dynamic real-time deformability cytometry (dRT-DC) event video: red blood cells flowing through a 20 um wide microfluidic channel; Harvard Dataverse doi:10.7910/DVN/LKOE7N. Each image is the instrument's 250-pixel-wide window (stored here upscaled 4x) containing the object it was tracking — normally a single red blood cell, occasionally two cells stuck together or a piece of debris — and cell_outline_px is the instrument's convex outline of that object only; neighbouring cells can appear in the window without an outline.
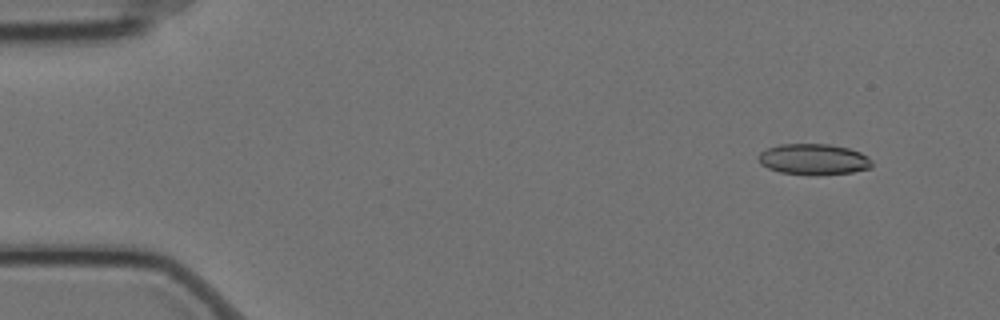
{"species": "Egyptian fruit bat (a non-hibernating species)", "species_latin": "Rousettus aegyptiacus", "temperature_condition": "cold", "stored_images_in_passage": 6, "camera_frame_rate_fps": 3000, "um_per_image_px": 0.085, "animal": {"sex": "female"}, "frame": {"image": 1, "passage_image": 2, "time_ms": 0.333, "image_size_px": [1000, 320], "cell_outline_px": [[872, 168], [852, 172], [816, 176], [808, 176], [780, 172], [768, 168], [760, 164], [756, 156], [760, 152], [768, 148], [780, 144], [828, 144], [848, 148], [860, 152], [868, 156], [872, 160]], "centroid_in_image_um": [69.15, 13.56], "position_along_channel_um": 15.8, "area_um2": 20.87}}
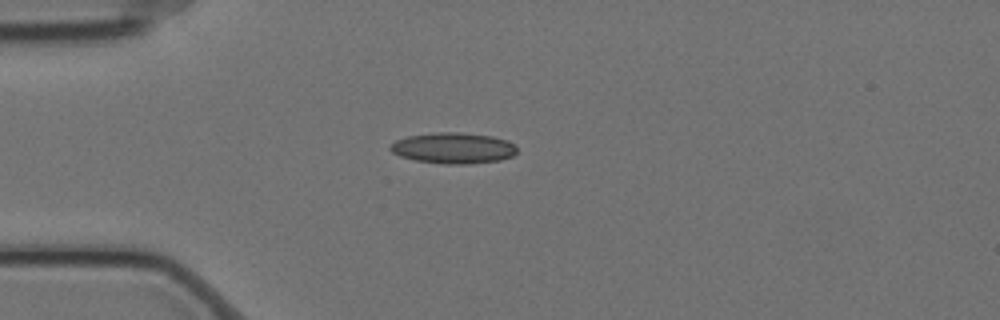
{"frame": {"image": 2, "passage_image": 5, "time_ms": 1.333, "image_size_px": [1000, 320], "cell_outline_px": [[516, 152], [512, 156], [500, 160], [464, 164], [444, 164], [416, 160], [400, 156], [392, 152], [388, 148], [396, 140], [408, 136], [436, 132], [460, 132], [492, 136], [508, 140], [516, 144]], "centroid_in_image_um": [38.55, 12.58], "position_along_channel_um": 46.5, "area_um2": 22.83}}
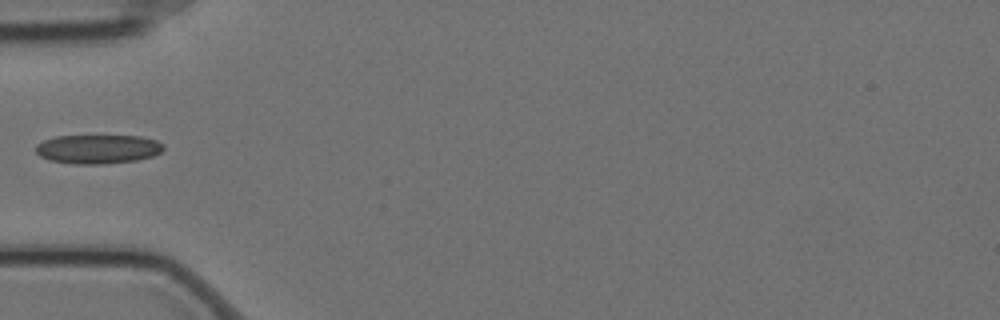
{"frame": {"image": 3, "passage_image": 6, "time_ms": 1.667, "image_size_px": [1000, 320], "cell_outline_px": [[164, 148], [160, 152], [152, 156], [136, 160], [104, 164], [72, 164], [48, 160], [40, 156], [36, 152], [36, 144], [44, 140], [56, 136], [140, 136], [156, 140], [164, 144]], "centroid_in_image_um": [8.3, 12.67], "position_along_channel_um": 76.7, "area_um2": 21.68}}